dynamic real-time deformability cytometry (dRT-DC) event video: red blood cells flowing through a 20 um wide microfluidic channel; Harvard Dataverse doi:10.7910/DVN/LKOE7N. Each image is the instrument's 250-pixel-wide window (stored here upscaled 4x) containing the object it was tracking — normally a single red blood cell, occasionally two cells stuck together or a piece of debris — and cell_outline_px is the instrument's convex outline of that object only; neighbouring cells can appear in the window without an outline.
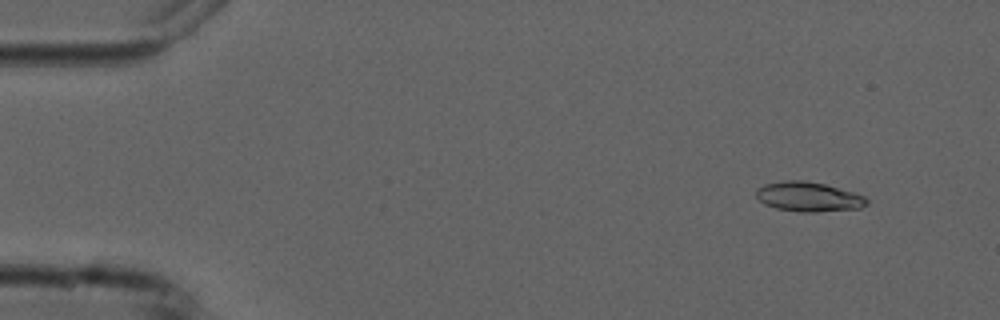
{"species": "common noctule bat (a hibernating species)", "species_latin": "Nyctalus noctula", "temperature_condition": "cold", "stored_images_in_passage": 4, "camera_frame_rate_fps": 3000, "um_per_image_px": 0.085, "animal": {"sex": "male", "forearm_length_mm": 52.5}, "frame": {"image": 1, "passage_image": 1, "time_ms": 0.0, "image_size_px": [1000, 320], "cell_outline_px": [[868, 204], [860, 208], [816, 212], [800, 212], [776, 208], [764, 204], [756, 196], [756, 188], [764, 184], [784, 180], [804, 180], [824, 184], [852, 192], [864, 196], [868, 200]], "centroid_in_image_um": [68.7, 16.72], "position_along_channel_um": 16.3, "area_um2": 19.07}}
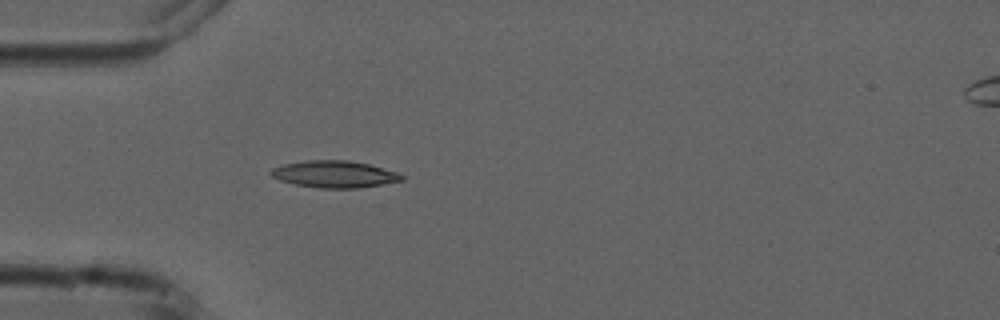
{"frame": {"image": 2, "passage_image": 4, "time_ms": 3.667, "image_size_px": [1000, 320], "cell_outline_px": [[404, 180], [360, 188], [320, 188], [296, 184], [280, 180], [272, 176], [268, 172], [272, 168], [284, 164], [304, 160], [348, 160], [368, 164], [396, 172], [404, 176]], "centroid_in_image_um": [28.41, 14.8], "position_along_channel_um": 56.6, "area_um2": 20.4}}